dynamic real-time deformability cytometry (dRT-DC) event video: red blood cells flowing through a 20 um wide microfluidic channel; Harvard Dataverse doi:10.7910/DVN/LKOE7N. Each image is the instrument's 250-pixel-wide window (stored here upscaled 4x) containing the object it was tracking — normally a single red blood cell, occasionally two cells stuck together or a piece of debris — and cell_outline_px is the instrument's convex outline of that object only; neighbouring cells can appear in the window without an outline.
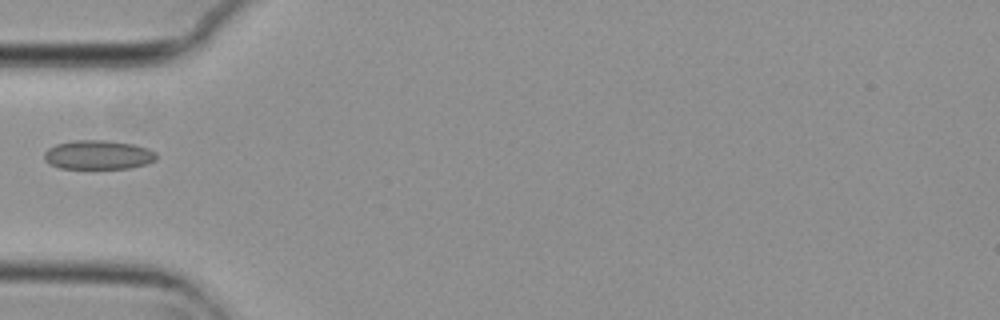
{"species": "common noctule bat (a hibernating species)", "species_latin": "Nyctalus noctula", "temperature_condition": "cold", "stored_images_in_passage": 2, "camera_frame_rate_fps": 3000, "um_per_image_px": 0.085, "animal": {"sex": "female", "body_mass_g": 29.2, "forearm_length_mm": 56.3}, "frame": {"image": 1, "passage_image": 2, "time_ms": 0.333, "image_size_px": [1000, 320], "cell_outline_px": [[156, 160], [148, 164], [132, 168], [92, 172], [60, 168], [44, 160], [44, 152], [48, 148], [56, 144], [76, 140], [104, 140], [132, 144], [148, 148], [156, 152]], "centroid_in_image_um": [8.35, 13.23], "position_along_channel_um": 76.6, "area_um2": 20.06}}